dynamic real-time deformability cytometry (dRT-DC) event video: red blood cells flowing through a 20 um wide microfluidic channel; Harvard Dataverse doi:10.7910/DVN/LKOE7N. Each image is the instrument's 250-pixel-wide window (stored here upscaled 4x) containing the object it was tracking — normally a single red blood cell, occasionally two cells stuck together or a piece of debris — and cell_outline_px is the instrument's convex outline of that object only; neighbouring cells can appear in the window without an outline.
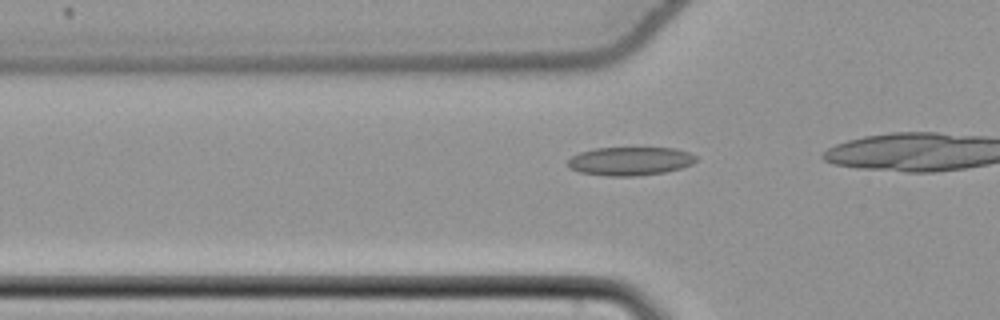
{"species": "common noctule bat (a hibernating species)", "species_latin": "Nyctalus noctula", "temperature_condition": "cold", "stored_images_in_passage": 21, "camera_frame_rate_fps": 3000, "um_per_image_px": 0.085, "animal": {"sex": "female", "body_mass_g": 22.7, "forearm_length_mm": 54.2}, "frame": {"image": 1, "passage_image": 15, "time_ms": 4.667, "image_size_px": [1000, 320], "cell_outline_px": [[696, 160], [692, 164], [680, 168], [664, 172], [636, 176], [604, 176], [580, 172], [568, 168], [568, 160], [572, 156], [580, 152], [596, 148], [676, 148], [688, 152], [696, 156]], "centroid_in_image_um": [53.54, 13.7], "position_along_channel_um": 72.3, "area_um2": 21.27}}